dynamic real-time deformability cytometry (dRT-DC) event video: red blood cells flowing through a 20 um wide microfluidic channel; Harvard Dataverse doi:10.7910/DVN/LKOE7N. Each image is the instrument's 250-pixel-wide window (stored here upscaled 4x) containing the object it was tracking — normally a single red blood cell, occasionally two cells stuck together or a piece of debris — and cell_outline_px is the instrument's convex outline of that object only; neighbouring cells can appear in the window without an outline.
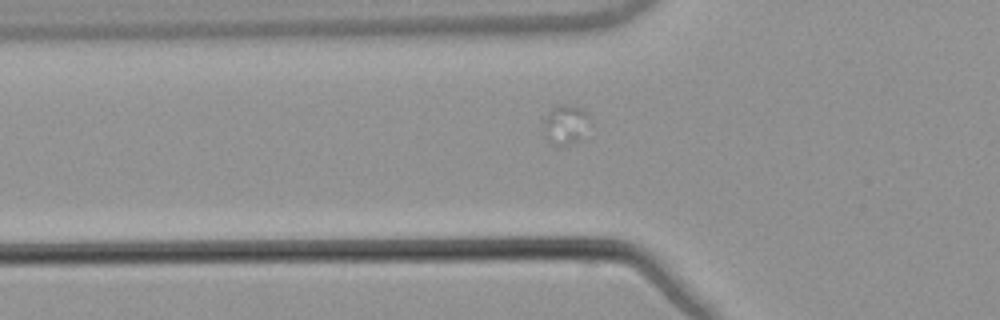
{"species": "common noctule bat (a hibernating species)", "species_latin": "Nyctalus noctula", "temperature_condition": "warm", "stored_images_in_passage": 8, "camera_frame_rate_fps": 3000, "um_per_image_px": 0.085, "animal": {"sex": "male", "body_mass_g": 21.5, "forearm_length_mm": 52.0}, "frame": {"image": 1, "passage_image": 3, "time_ms": 0.667, "image_size_px": [1000, 320], "cell_outline_px": [[592, 120], [580, 136], [576, 140], [568, 144], [548, 144], [540, 120], [552, 108], [560, 104], [572, 104], [580, 108]], "centroid_in_image_um": [47.98, 10.54], "position_along_channel_um": 77.8, "area_um2": 10.69}}